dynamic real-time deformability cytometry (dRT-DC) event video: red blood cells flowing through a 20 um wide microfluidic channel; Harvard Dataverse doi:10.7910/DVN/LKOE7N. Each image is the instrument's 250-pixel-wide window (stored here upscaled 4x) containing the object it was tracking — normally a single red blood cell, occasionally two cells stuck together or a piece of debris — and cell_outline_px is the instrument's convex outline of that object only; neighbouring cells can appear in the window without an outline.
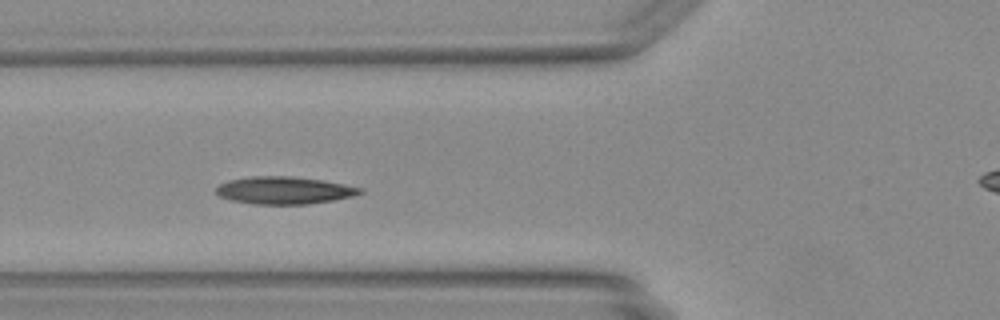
{"species": "Egyptian fruit bat (a non-hibernating species)", "species_latin": "Rousettus aegyptiacus", "temperature_condition": "warm", "stored_images_in_passage": 13, "camera_frame_rate_fps": 3000, "um_per_image_px": 0.085, "animal": {"sex": "female"}, "frame": {"image": 1, "passage_image": 8, "time_ms": 2.333, "image_size_px": [1000, 320], "cell_outline_px": [[364, 192], [352, 196], [332, 200], [308, 204], [252, 204], [232, 200], [220, 196], [216, 192], [216, 188], [220, 184], [228, 180], [252, 176], [292, 176], [324, 180], [364, 188]], "centroid_in_image_um": [24.18, 16.17], "position_along_channel_um": 101.6, "area_um2": 23.0}}